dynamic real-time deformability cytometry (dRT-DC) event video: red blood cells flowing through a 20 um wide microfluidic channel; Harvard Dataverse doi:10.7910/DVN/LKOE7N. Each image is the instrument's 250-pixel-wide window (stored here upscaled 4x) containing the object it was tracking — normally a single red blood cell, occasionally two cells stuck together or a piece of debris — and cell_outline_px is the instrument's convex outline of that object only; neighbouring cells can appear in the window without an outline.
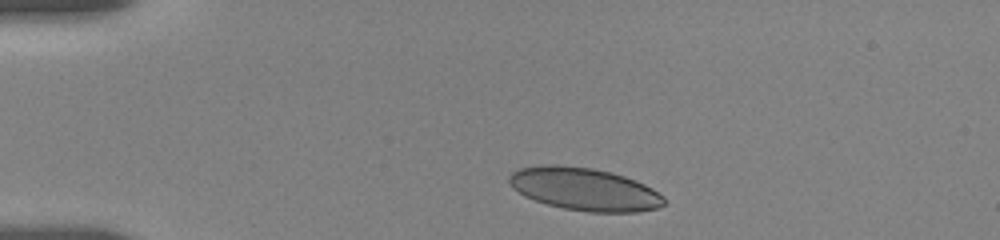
{"species": "human", "species_latin": "Homo sapiens", "temperature_condition": "room temperature", "stored_images_in_passage": 11, "camera_frame_rate_fps": 3000, "um_per_image_px": 0.085, "donor": {"sex": "female"}, "frame": {"image": 1, "passage_image": 1, "time_ms": 0.0, "image_size_px": [1000, 240], "cell_outline_px": [[664, 204], [656, 208], [636, 212], [588, 212], [564, 208], [548, 204], [524, 196], [512, 188], [508, 180], [508, 176], [512, 172], [520, 168], [540, 164], [556, 164], [592, 168], [612, 172], [624, 176], [644, 184], [652, 188], [664, 196]], "centroid_in_image_um": [49.65, 16.06], "position_along_channel_um": 35.4, "area_um2": 38.61}}
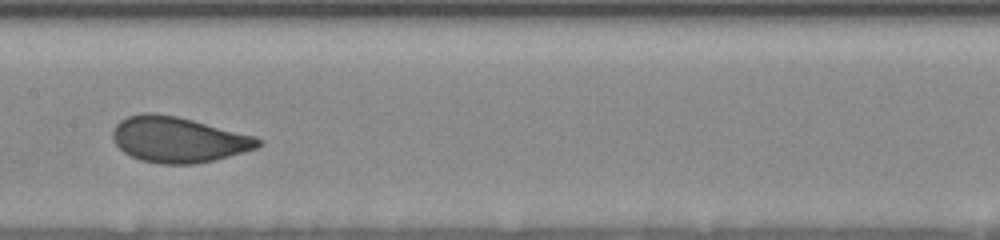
{"frame": {"image": 2, "passage_image": 6, "time_ms": 5.667, "image_size_px": [1000, 240], "cell_outline_px": [[260, 144], [256, 148], [244, 152], [216, 160], [196, 164], [160, 164], [140, 160], [124, 152], [112, 140], [112, 132], [116, 124], [120, 120], [128, 116], [144, 112], [152, 112], [176, 116], [256, 136], [260, 140]], "centroid_in_image_um": [15.13, 11.87], "position_along_channel_um": 192.3, "area_um2": 38.67}}
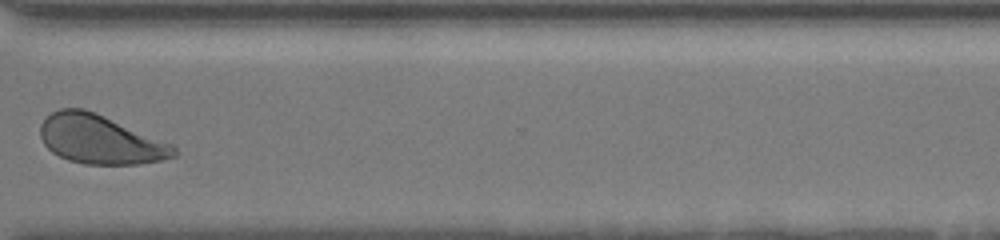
{"frame": {"image": 3, "passage_image": 10, "time_ms": 10.333, "image_size_px": [1000, 240], "cell_outline_px": [[176, 156], [164, 160], [140, 164], [84, 164], [68, 160], [52, 152], [44, 144], [40, 136], [40, 124], [52, 112], [60, 108], [84, 108], [96, 112], [172, 144], [176, 148]], "centroid_in_image_um": [8.51, 11.85], "position_along_channel_um": 362.1, "area_um2": 38.15}, "authors_computed_cell_mechanics": {"area_um2": 38.148, "velocity_mm_per_s": 3.652, "shape_relaxation_time_tau1_ms": 3.262, "shape_relaxation_time_tau2_ms": null, "deformation_change_tau1": 0.1004, "deformation_change_tau2": null}}